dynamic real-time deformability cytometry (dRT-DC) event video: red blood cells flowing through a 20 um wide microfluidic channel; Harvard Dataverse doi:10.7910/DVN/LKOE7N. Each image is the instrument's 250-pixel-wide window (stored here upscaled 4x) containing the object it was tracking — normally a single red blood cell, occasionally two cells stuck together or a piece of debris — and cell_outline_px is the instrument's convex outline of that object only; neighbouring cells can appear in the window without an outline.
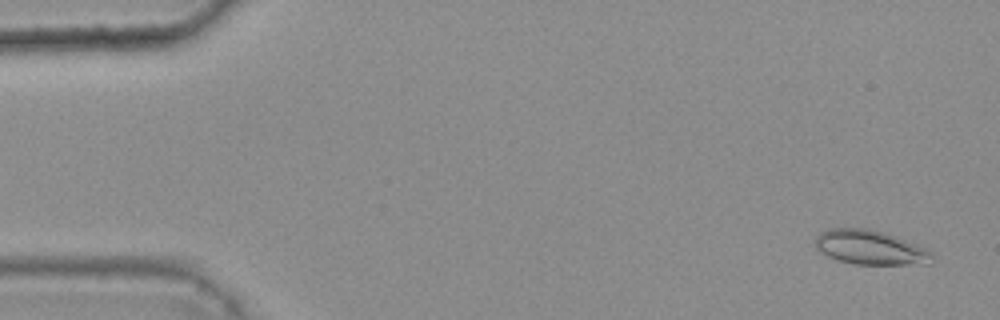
{"species": "common noctule bat (a hibernating species)", "species_latin": "Nyctalus noctula", "temperature_condition": "warm", "stored_images_in_passage": 45, "camera_frame_rate_fps": 3000, "um_per_image_px": 0.085, "animal": {"sex": "female", "body_mass_g": 25.1}, "frame": {"image": 1, "passage_image": 1, "time_ms": 0.0, "image_size_px": [1000, 320], "cell_outline_px": [[936, 260], [932, 264], [856, 264], [840, 260], [828, 256], [820, 252], [816, 248], [816, 236], [820, 232], [828, 228], [868, 228], [884, 232], [896, 236], [928, 248], [932, 252]], "centroid_in_image_um": [74.04, 21.03], "position_along_channel_um": 11.0, "area_um2": 23.7}}
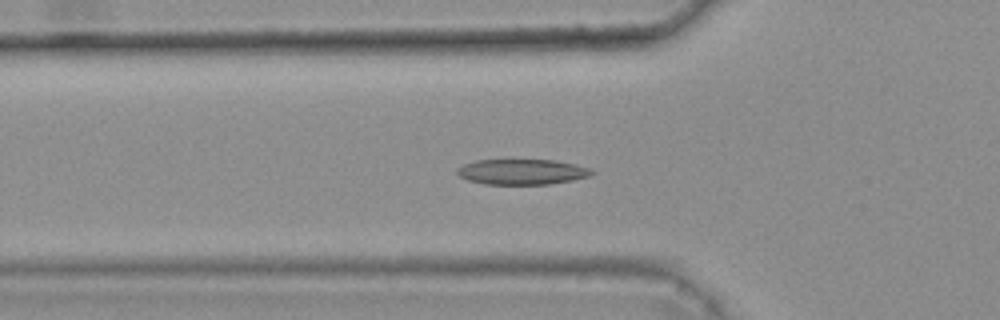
{"frame": {"image": 2, "passage_image": 17, "time_ms": 5.333, "image_size_px": [1000, 320], "cell_outline_px": [[596, 172], [592, 176], [572, 180], [548, 184], [484, 184], [468, 180], [460, 176], [456, 172], [456, 168], [464, 164], [476, 160], [556, 160], [576, 164], [588, 168]], "centroid_in_image_um": [44.39, 14.6], "position_along_channel_um": 81.4, "area_um2": 20.0}}
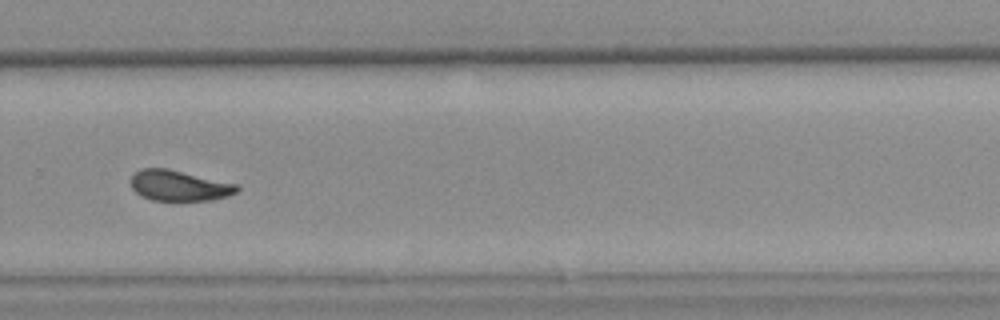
{"frame": {"image": 3, "passage_image": 36, "time_ms": 11.667, "image_size_px": [1000, 320], "cell_outline_px": [[240, 188], [236, 192], [228, 196], [212, 200], [152, 200], [140, 196], [132, 188], [132, 176], [140, 168], [168, 168], [236, 184]], "centroid_in_image_um": [15.21, 15.77], "position_along_channel_um": 314.6, "area_um2": 18.79}, "authors_computed_cell_mechanics": {"area_um2": 19.941, "velocity_mm_per_s": 3.6798, "shape_relaxation_time_tau1_ms": 4.2881, "shape_relaxation_time_tau2_ms": 1.5413, "deformation_change_tau1": 0.1466, "deformation_change_tau2": 0.0775}}